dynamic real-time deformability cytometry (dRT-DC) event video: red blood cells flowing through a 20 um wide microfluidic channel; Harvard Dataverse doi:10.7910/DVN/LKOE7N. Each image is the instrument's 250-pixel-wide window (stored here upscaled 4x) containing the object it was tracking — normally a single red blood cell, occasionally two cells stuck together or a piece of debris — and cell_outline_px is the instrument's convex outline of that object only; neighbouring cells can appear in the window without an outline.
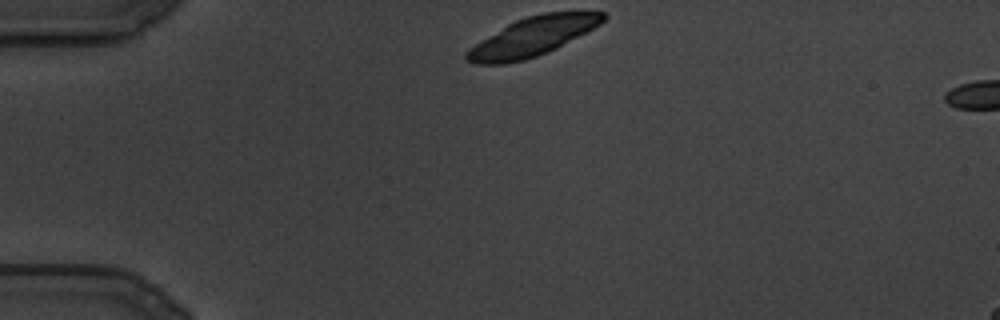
{"species": "common noctule bat (a hibernating species)", "species_latin": "Nyctalus noctula", "temperature_condition": "cold", "stored_images_in_passage": 8, "camera_frame_rate_fps": 3000, "um_per_image_px": 0.085, "animal": {"sex": "male", "body_mass_g": 19.5, "forearm_length_mm": 54.6}, "frame": {"image": 1, "passage_image": 1, "time_ms": 0.0, "image_size_px": [1000, 320], "cell_outline_px": [[608, 16], [600, 24], [556, 48], [536, 56], [524, 60], [504, 64], [476, 64], [464, 60], [464, 52], [468, 48], [480, 40], [508, 24], [516, 20], [528, 16], [544, 12], [604, 12]], "centroid_in_image_um": [45.2, 3.12], "position_along_channel_um": 39.8, "area_um2": 30.63}}